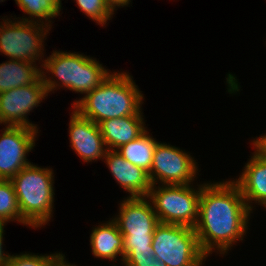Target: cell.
<instances>
[{
  "label": "cell",
  "mask_w": 266,
  "mask_h": 266,
  "mask_svg": "<svg viewBox=\"0 0 266 266\" xmlns=\"http://www.w3.org/2000/svg\"><path fill=\"white\" fill-rule=\"evenodd\" d=\"M251 212L233 181L203 184L194 228L202 252L208 256L216 248L224 254L243 240Z\"/></svg>",
  "instance_id": "6da1fadb"
},
{
  "label": "cell",
  "mask_w": 266,
  "mask_h": 266,
  "mask_svg": "<svg viewBox=\"0 0 266 266\" xmlns=\"http://www.w3.org/2000/svg\"><path fill=\"white\" fill-rule=\"evenodd\" d=\"M132 78L128 72L110 73L98 87L75 101L72 109L98 125L107 119L137 115L143 94Z\"/></svg>",
  "instance_id": "7a4b0ae2"
},
{
  "label": "cell",
  "mask_w": 266,
  "mask_h": 266,
  "mask_svg": "<svg viewBox=\"0 0 266 266\" xmlns=\"http://www.w3.org/2000/svg\"><path fill=\"white\" fill-rule=\"evenodd\" d=\"M113 220L124 237V266H149L155 258L153 234L160 223L147 197H127Z\"/></svg>",
  "instance_id": "3957f363"
},
{
  "label": "cell",
  "mask_w": 266,
  "mask_h": 266,
  "mask_svg": "<svg viewBox=\"0 0 266 266\" xmlns=\"http://www.w3.org/2000/svg\"><path fill=\"white\" fill-rule=\"evenodd\" d=\"M43 67L47 72L42 70V80L45 84L47 92H52L57 86H64L75 93L87 94L96 87H98L111 72L105 69L102 64L94 58L88 56L68 52L56 51L43 59ZM50 72L58 78V84L55 79L51 77L46 78ZM51 78V79H50ZM54 80V81H53Z\"/></svg>",
  "instance_id": "277c9868"
},
{
  "label": "cell",
  "mask_w": 266,
  "mask_h": 266,
  "mask_svg": "<svg viewBox=\"0 0 266 266\" xmlns=\"http://www.w3.org/2000/svg\"><path fill=\"white\" fill-rule=\"evenodd\" d=\"M53 177L51 168H40L29 164L10 179L17 196L21 217L31 227L46 225L53 215Z\"/></svg>",
  "instance_id": "5b68a950"
},
{
  "label": "cell",
  "mask_w": 266,
  "mask_h": 266,
  "mask_svg": "<svg viewBox=\"0 0 266 266\" xmlns=\"http://www.w3.org/2000/svg\"><path fill=\"white\" fill-rule=\"evenodd\" d=\"M184 185H152L147 198L152 203L160 223L195 228L198 221L201 187ZM196 190V191H195Z\"/></svg>",
  "instance_id": "8992f818"
},
{
  "label": "cell",
  "mask_w": 266,
  "mask_h": 266,
  "mask_svg": "<svg viewBox=\"0 0 266 266\" xmlns=\"http://www.w3.org/2000/svg\"><path fill=\"white\" fill-rule=\"evenodd\" d=\"M154 256L167 266H201L207 257L201 250L195 229L159 223L154 231Z\"/></svg>",
  "instance_id": "52a82bcc"
},
{
  "label": "cell",
  "mask_w": 266,
  "mask_h": 266,
  "mask_svg": "<svg viewBox=\"0 0 266 266\" xmlns=\"http://www.w3.org/2000/svg\"><path fill=\"white\" fill-rule=\"evenodd\" d=\"M3 21L0 25V52L14 60L34 63L42 60V43L51 27L35 21L12 22L4 18Z\"/></svg>",
  "instance_id": "ba28073f"
},
{
  "label": "cell",
  "mask_w": 266,
  "mask_h": 266,
  "mask_svg": "<svg viewBox=\"0 0 266 266\" xmlns=\"http://www.w3.org/2000/svg\"><path fill=\"white\" fill-rule=\"evenodd\" d=\"M194 158L170 144L158 142L154 148L149 178L152 185H184L194 181L198 167ZM158 180V182H157Z\"/></svg>",
  "instance_id": "9c48e42d"
},
{
  "label": "cell",
  "mask_w": 266,
  "mask_h": 266,
  "mask_svg": "<svg viewBox=\"0 0 266 266\" xmlns=\"http://www.w3.org/2000/svg\"><path fill=\"white\" fill-rule=\"evenodd\" d=\"M0 135V179L10 180L31 164L26 154L35 146L38 130L25 126L4 127Z\"/></svg>",
  "instance_id": "30bf717a"
},
{
  "label": "cell",
  "mask_w": 266,
  "mask_h": 266,
  "mask_svg": "<svg viewBox=\"0 0 266 266\" xmlns=\"http://www.w3.org/2000/svg\"><path fill=\"white\" fill-rule=\"evenodd\" d=\"M48 96L43 80L0 93V124L37 129L27 116Z\"/></svg>",
  "instance_id": "8fae6325"
},
{
  "label": "cell",
  "mask_w": 266,
  "mask_h": 266,
  "mask_svg": "<svg viewBox=\"0 0 266 266\" xmlns=\"http://www.w3.org/2000/svg\"><path fill=\"white\" fill-rule=\"evenodd\" d=\"M69 136L72 149L84 162L104 158L107 148L99 125L81 116L75 109L70 118Z\"/></svg>",
  "instance_id": "7c38bea8"
},
{
  "label": "cell",
  "mask_w": 266,
  "mask_h": 266,
  "mask_svg": "<svg viewBox=\"0 0 266 266\" xmlns=\"http://www.w3.org/2000/svg\"><path fill=\"white\" fill-rule=\"evenodd\" d=\"M103 159L114 179L129 192L128 197H147L152 187L147 171L131 164L116 150H107Z\"/></svg>",
  "instance_id": "4fadbf2b"
},
{
  "label": "cell",
  "mask_w": 266,
  "mask_h": 266,
  "mask_svg": "<svg viewBox=\"0 0 266 266\" xmlns=\"http://www.w3.org/2000/svg\"><path fill=\"white\" fill-rule=\"evenodd\" d=\"M243 170L239 179L233 182L239 187L248 208L252 211V201L266 208V157L256 150Z\"/></svg>",
  "instance_id": "5bb4252c"
},
{
  "label": "cell",
  "mask_w": 266,
  "mask_h": 266,
  "mask_svg": "<svg viewBox=\"0 0 266 266\" xmlns=\"http://www.w3.org/2000/svg\"><path fill=\"white\" fill-rule=\"evenodd\" d=\"M140 111L137 115L111 118L99 124L107 150H117L124 144L141 136L145 131V123Z\"/></svg>",
  "instance_id": "9a60e30c"
},
{
  "label": "cell",
  "mask_w": 266,
  "mask_h": 266,
  "mask_svg": "<svg viewBox=\"0 0 266 266\" xmlns=\"http://www.w3.org/2000/svg\"><path fill=\"white\" fill-rule=\"evenodd\" d=\"M92 253L96 258L116 261L121 256L124 260V237L120 233L116 222L112 219L93 228L90 235Z\"/></svg>",
  "instance_id": "2e32d148"
},
{
  "label": "cell",
  "mask_w": 266,
  "mask_h": 266,
  "mask_svg": "<svg viewBox=\"0 0 266 266\" xmlns=\"http://www.w3.org/2000/svg\"><path fill=\"white\" fill-rule=\"evenodd\" d=\"M41 69L33 62L14 59L0 64V93L38 83L42 79Z\"/></svg>",
  "instance_id": "e0dca14e"
},
{
  "label": "cell",
  "mask_w": 266,
  "mask_h": 266,
  "mask_svg": "<svg viewBox=\"0 0 266 266\" xmlns=\"http://www.w3.org/2000/svg\"><path fill=\"white\" fill-rule=\"evenodd\" d=\"M146 130L141 136L122 145L116 151L131 164L150 172L153 152L158 143Z\"/></svg>",
  "instance_id": "ac0fdd59"
},
{
  "label": "cell",
  "mask_w": 266,
  "mask_h": 266,
  "mask_svg": "<svg viewBox=\"0 0 266 266\" xmlns=\"http://www.w3.org/2000/svg\"><path fill=\"white\" fill-rule=\"evenodd\" d=\"M16 4L25 14L29 15V18H23L20 21H33L37 23H44L51 27L50 19L60 15L61 11V0H15ZM38 20H37V19ZM43 20V21H41ZM49 23V24H48Z\"/></svg>",
  "instance_id": "d6986e66"
},
{
  "label": "cell",
  "mask_w": 266,
  "mask_h": 266,
  "mask_svg": "<svg viewBox=\"0 0 266 266\" xmlns=\"http://www.w3.org/2000/svg\"><path fill=\"white\" fill-rule=\"evenodd\" d=\"M18 221L29 225L22 217L17 202V196L10 180L0 179V223Z\"/></svg>",
  "instance_id": "ffe728a7"
},
{
  "label": "cell",
  "mask_w": 266,
  "mask_h": 266,
  "mask_svg": "<svg viewBox=\"0 0 266 266\" xmlns=\"http://www.w3.org/2000/svg\"><path fill=\"white\" fill-rule=\"evenodd\" d=\"M64 259L65 256L60 252L50 255L21 253V255H9L4 266H58Z\"/></svg>",
  "instance_id": "44dd1931"
},
{
  "label": "cell",
  "mask_w": 266,
  "mask_h": 266,
  "mask_svg": "<svg viewBox=\"0 0 266 266\" xmlns=\"http://www.w3.org/2000/svg\"><path fill=\"white\" fill-rule=\"evenodd\" d=\"M78 8L102 27L110 20L114 10L105 0H75Z\"/></svg>",
  "instance_id": "7402d4cb"
},
{
  "label": "cell",
  "mask_w": 266,
  "mask_h": 266,
  "mask_svg": "<svg viewBox=\"0 0 266 266\" xmlns=\"http://www.w3.org/2000/svg\"><path fill=\"white\" fill-rule=\"evenodd\" d=\"M252 142L255 150L266 157V135H263Z\"/></svg>",
  "instance_id": "603a6c76"
},
{
  "label": "cell",
  "mask_w": 266,
  "mask_h": 266,
  "mask_svg": "<svg viewBox=\"0 0 266 266\" xmlns=\"http://www.w3.org/2000/svg\"><path fill=\"white\" fill-rule=\"evenodd\" d=\"M4 223H0V266H4L8 260L9 254H5L3 251V233H4Z\"/></svg>",
  "instance_id": "cb8c5ba5"
},
{
  "label": "cell",
  "mask_w": 266,
  "mask_h": 266,
  "mask_svg": "<svg viewBox=\"0 0 266 266\" xmlns=\"http://www.w3.org/2000/svg\"><path fill=\"white\" fill-rule=\"evenodd\" d=\"M105 1L115 11L116 6L117 7H120V6L124 7L126 5L128 6L131 0H105Z\"/></svg>",
  "instance_id": "d4e9b609"
},
{
  "label": "cell",
  "mask_w": 266,
  "mask_h": 266,
  "mask_svg": "<svg viewBox=\"0 0 266 266\" xmlns=\"http://www.w3.org/2000/svg\"><path fill=\"white\" fill-rule=\"evenodd\" d=\"M149 266H167L165 262L161 261L160 259H157L156 257L151 260Z\"/></svg>",
  "instance_id": "484cf974"
},
{
  "label": "cell",
  "mask_w": 266,
  "mask_h": 266,
  "mask_svg": "<svg viewBox=\"0 0 266 266\" xmlns=\"http://www.w3.org/2000/svg\"><path fill=\"white\" fill-rule=\"evenodd\" d=\"M58 266H69V263L64 259Z\"/></svg>",
  "instance_id": "4316f807"
}]
</instances>
